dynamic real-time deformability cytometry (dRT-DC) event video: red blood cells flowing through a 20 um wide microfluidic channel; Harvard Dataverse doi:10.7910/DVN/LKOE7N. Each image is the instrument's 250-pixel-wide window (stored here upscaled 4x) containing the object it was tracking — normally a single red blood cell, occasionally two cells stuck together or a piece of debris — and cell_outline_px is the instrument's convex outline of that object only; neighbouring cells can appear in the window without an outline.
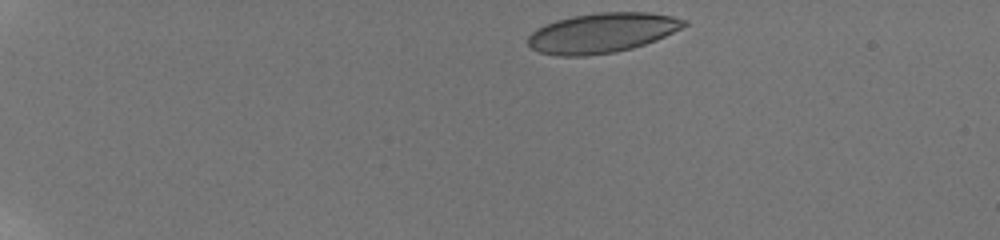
{"species": "human", "species_latin": "Homo sapiens", "temperature_condition": "room temperature", "stored_images_in_passage": 106, "camera_frame_rate_fps": 3000, "um_per_image_px": 0.085, "donor": {"sex": "male"}, "frame": {"image": 1, "passage_image": 1, "time_ms": 0.0, "image_size_px": [1000, 240], "cell_outline_px": [[688, 24], [656, 40], [632, 48], [616, 52], [584, 56], [556, 56], [540, 52], [532, 48], [528, 44], [528, 36], [536, 28], [544, 24], [556, 20], [572, 16], [596, 12], [648, 12], [672, 16], [688, 20]], "centroid_in_image_um": [51.15, 2.79], "position_along_channel_um": 33.8, "area_um2": 36.3}}
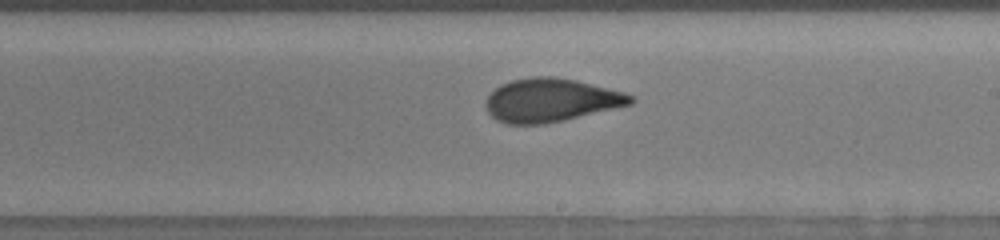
{"frame": {"image": 2, "passage_image": 56, "time_ms": 8.333, "image_size_px": [1000, 240], "cell_outline_px": [[636, 100], [632, 104], [564, 120], [544, 124], [508, 124], [496, 120], [488, 112], [484, 104], [484, 100], [500, 84], [512, 80], [532, 76], [556, 76], [576, 80], [624, 92], [636, 96]], "centroid_in_image_um": [46.82, 8.51], "position_along_channel_um": 242.2, "area_um2": 36.82}}
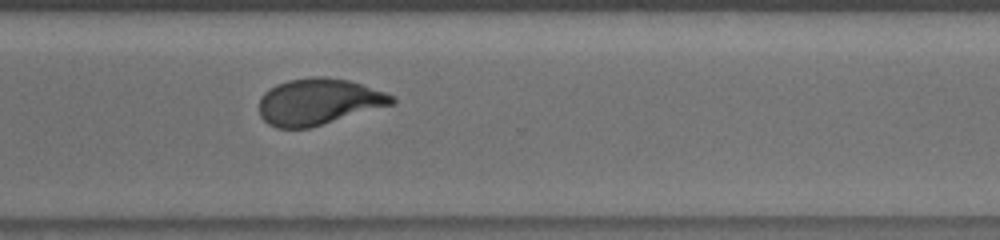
{"frame": {"image": 3, "passage_image": 74, "time_ms": 11.0, "image_size_px": [1000, 240], "cell_outline_px": [[396, 100], [392, 104], [308, 128], [276, 128], [268, 124], [260, 116], [260, 100], [264, 92], [276, 84], [288, 80], [312, 76], [320, 76], [348, 80], [396, 96]], "centroid_in_image_um": [27.04, 8.64], "position_along_channel_um": 343.6, "area_um2": 35.43}, "authors_computed_cell_mechanics": {"area_um2": 36.2406, "velocity_mm_per_s": 3.7998, "shape_relaxation_time_tau1_ms": 5.5204, "shape_relaxation_time_tau2_ms": 0.9463, "deformation_change_tau1": 0.19, "deformation_change_tau2": 0.0794}}